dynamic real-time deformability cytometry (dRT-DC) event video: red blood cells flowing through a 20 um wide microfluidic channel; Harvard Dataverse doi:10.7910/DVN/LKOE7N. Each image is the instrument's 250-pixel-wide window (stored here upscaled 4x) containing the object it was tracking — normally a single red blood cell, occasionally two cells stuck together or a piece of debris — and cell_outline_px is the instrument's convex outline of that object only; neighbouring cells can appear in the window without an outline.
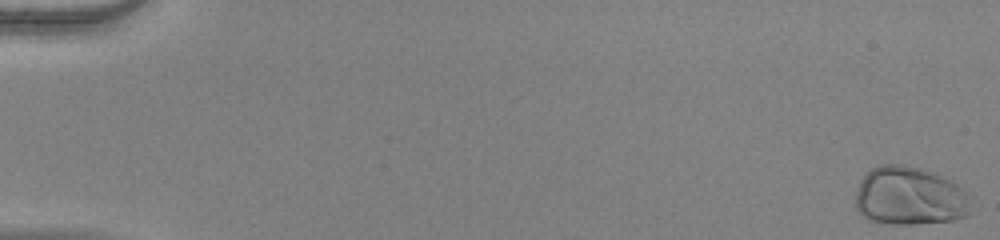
{"species": "human", "species_latin": "Homo sapiens", "temperature_condition": "warm", "stored_images_in_passage": 53, "camera_frame_rate_fps": 3000, "um_per_image_px": 0.085, "donor": {"sex": "female"}, "frame": {"image": 1, "passage_image": 1, "time_ms": 0.0, "image_size_px": [1000, 240], "cell_outline_px": [[972, 212], [968, 216], [952, 220], [912, 224], [896, 224], [872, 220], [864, 216], [856, 208], [856, 192], [860, 180], [872, 168], [880, 164], [900, 164], [920, 168], [932, 172], [956, 184], [972, 196]], "centroid_in_image_um": [77.37, 16.67], "position_along_channel_um": 7.6, "area_um2": 39.48}}
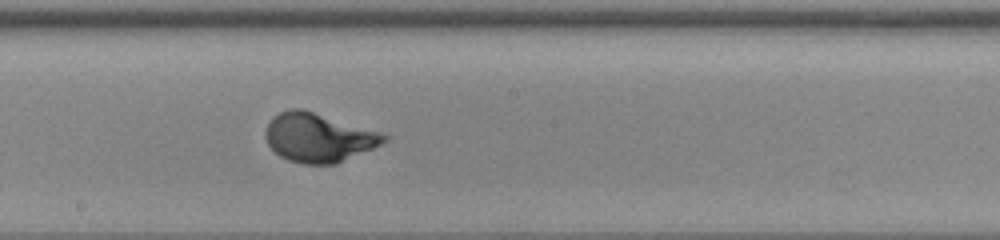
{"frame": {"image": 2, "passage_image": 31, "time_ms": 10.0, "image_size_px": [1000, 240], "cell_outline_px": [[388, 140], [372, 148], [332, 164], [304, 164], [288, 160], [280, 156], [268, 144], [264, 136], [264, 132], [272, 116], [288, 108], [300, 108], [384, 132], [388, 136]], "centroid_in_image_um": [27.05, 11.67], "position_along_channel_um": 221.1, "area_um2": 33.64}}
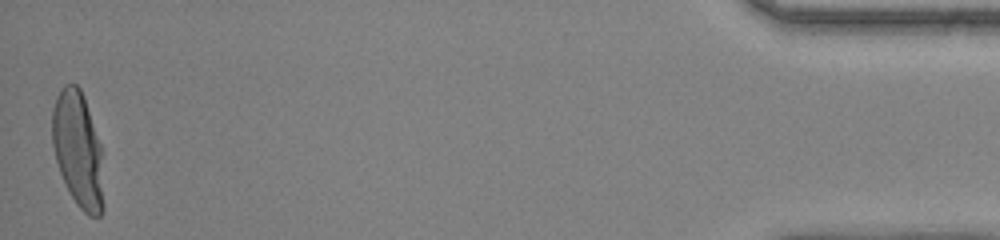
{"frame": {"image": 3, "passage_image": 53, "time_ms": 17.333, "image_size_px": [1000, 240], "cell_outline_px": [[104, 208], [100, 216], [88, 216], [76, 204], [60, 172], [56, 160], [52, 144], [52, 108], [56, 96], [64, 84], [76, 84], [80, 88], [84, 96], [104, 152]], "centroid_in_image_um": [6.68, 12.73], "position_along_channel_um": 428.5, "area_um2": 35.49}, "authors_computed_cell_mechanics": {"area_um2": 33.2928, "velocity_mm_per_s": 3.9633, "shape_relaxation_time_tau1_ms": 2.9464, "shape_relaxation_time_tau2_ms": null, "deformation_change_tau1": 0.1906, "deformation_change_tau2": null}}